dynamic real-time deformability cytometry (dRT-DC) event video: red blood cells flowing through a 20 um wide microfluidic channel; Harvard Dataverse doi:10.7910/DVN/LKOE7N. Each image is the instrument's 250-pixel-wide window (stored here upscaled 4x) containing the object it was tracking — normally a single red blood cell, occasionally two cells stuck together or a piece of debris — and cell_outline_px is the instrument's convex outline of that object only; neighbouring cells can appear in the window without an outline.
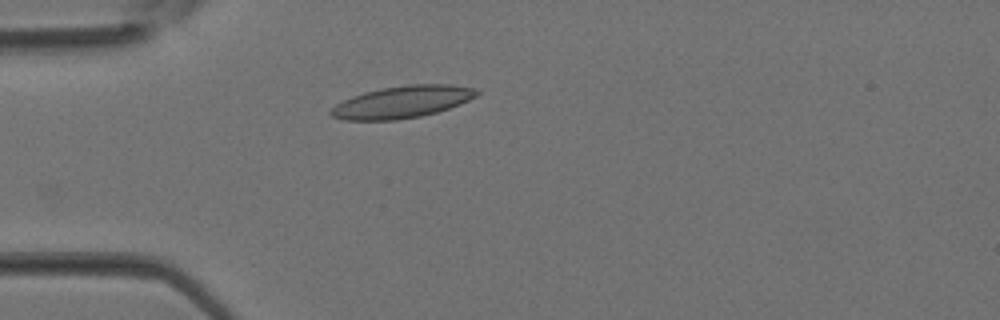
{"species": "Egyptian fruit bat (a non-hibernating species)", "species_latin": "Rousettus aegyptiacus", "temperature_condition": "room temperature", "stored_images_in_passage": 4, "camera_frame_rate_fps": 3000, "um_per_image_px": 0.085, "animal": {"sex": "female"}, "frame": {"image": 1, "passage_image": 4, "time_ms": 1.0, "image_size_px": [1000, 320], "cell_outline_px": [[480, 92], [476, 96], [460, 104], [436, 112], [420, 116], [396, 120], [344, 120], [332, 116], [328, 112], [336, 104], [352, 96], [364, 92], [380, 88], [408, 84], [452, 84], [476, 88]], "centroid_in_image_um": [34.19, 8.65], "position_along_channel_um": 50.8, "area_um2": 27.28}}